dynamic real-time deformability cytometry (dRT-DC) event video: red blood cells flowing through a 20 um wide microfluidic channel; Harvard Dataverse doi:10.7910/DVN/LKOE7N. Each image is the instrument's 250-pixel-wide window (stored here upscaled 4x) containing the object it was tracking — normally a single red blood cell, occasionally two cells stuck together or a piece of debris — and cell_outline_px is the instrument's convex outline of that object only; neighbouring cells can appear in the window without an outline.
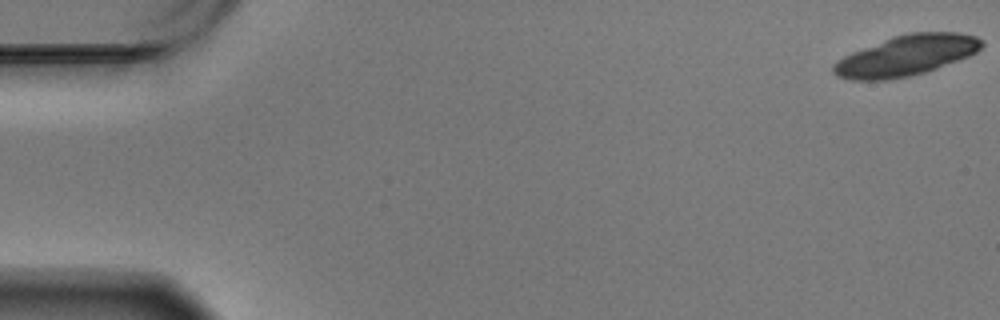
{"species": "Egyptian fruit bat (a non-hibernating species)", "species_latin": "Rousettus aegyptiacus", "temperature_condition": "warm", "stored_images_in_passage": 21, "camera_frame_rate_fps": 3000, "um_per_image_px": 0.085, "animal": {"sex": "male"}, "frame": {"image": 1, "passage_image": 1, "time_ms": 0.0, "image_size_px": [1000, 320], "cell_outline_px": [[984, 44], [976, 52], [968, 56], [936, 68], [924, 72], [908, 76], [888, 80], [848, 80], [836, 76], [832, 72], [832, 64], [836, 60], [852, 52], [892, 36], [908, 32], [960, 32], [976, 36], [984, 40]], "centroid_in_image_um": [77.0, 4.71], "position_along_channel_um": 8.0, "area_um2": 35.08}}